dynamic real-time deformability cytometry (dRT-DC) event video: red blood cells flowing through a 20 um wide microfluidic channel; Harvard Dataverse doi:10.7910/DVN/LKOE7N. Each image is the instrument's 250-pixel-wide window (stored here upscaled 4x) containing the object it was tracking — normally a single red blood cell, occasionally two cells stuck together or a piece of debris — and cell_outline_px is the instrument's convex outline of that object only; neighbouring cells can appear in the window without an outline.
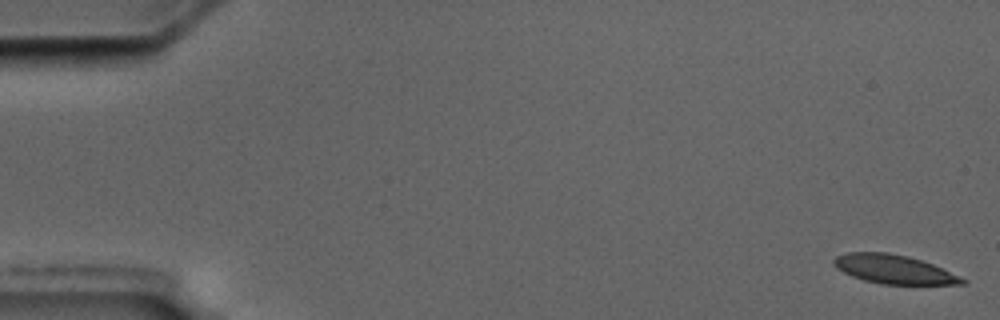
{"species": "common noctule bat (a hibernating species)", "species_latin": "Nyctalus noctula", "temperature_condition": "cold", "stored_images_in_passage": 6, "camera_frame_rate_fps": 3000, "um_per_image_px": 0.085, "animal": {"sex": "male", "body_mass_g": 17.5, "forearm_length_mm": 52.3}, "frame": {"image": 1, "passage_image": 1, "time_ms": 0.0, "image_size_px": [1000, 320], "cell_outline_px": [[968, 280], [964, 284], [880, 284], [864, 280], [852, 276], [836, 268], [832, 264], [832, 260], [836, 256], [848, 252], [888, 252], [908, 256], [932, 264]], "centroid_in_image_um": [75.94, 22.88], "position_along_channel_um": 9.1, "area_um2": 21.5}}
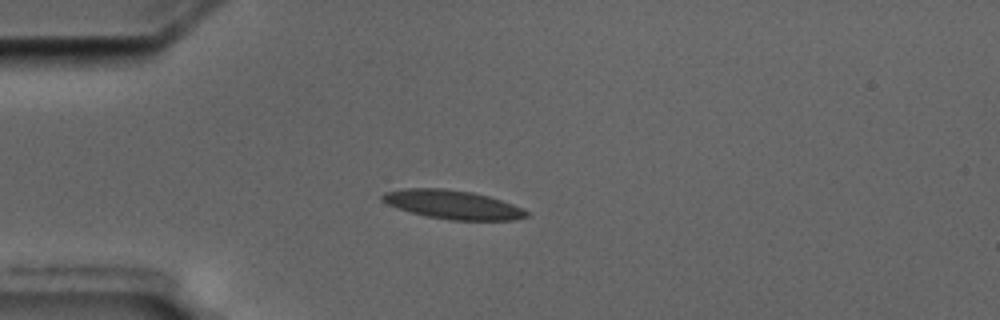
{"frame": {"image": 2, "passage_image": 5, "time_ms": 4.667, "image_size_px": [1000, 320], "cell_outline_px": [[528, 216], [516, 220], [448, 220], [424, 216], [396, 208], [380, 200], [380, 196], [384, 192], [404, 188], [444, 188], [472, 192], [488, 196], [524, 208], [528, 212]], "centroid_in_image_um": [38.44, 17.39], "position_along_channel_um": 46.6, "area_um2": 24.39}}